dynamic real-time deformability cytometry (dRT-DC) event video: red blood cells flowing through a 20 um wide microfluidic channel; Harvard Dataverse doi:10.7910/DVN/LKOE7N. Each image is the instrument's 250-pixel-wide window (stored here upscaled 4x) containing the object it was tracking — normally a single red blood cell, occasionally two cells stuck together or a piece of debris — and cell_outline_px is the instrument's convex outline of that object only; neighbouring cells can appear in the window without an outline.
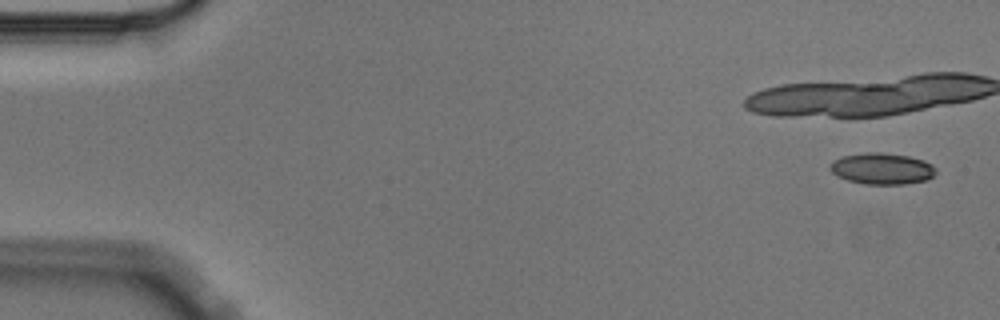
{"species": "Egyptian fruit bat (a non-hibernating species)", "species_latin": "Rousettus aegyptiacus", "temperature_condition": "cold", "stored_images_in_passage": 7, "camera_frame_rate_fps": 3000, "um_per_image_px": 0.085, "animal": {"sex": "male"}, "frame": {"image": 1, "passage_image": 1, "time_ms": 0.0, "image_size_px": [1000, 320], "cell_outline_px": [[936, 172], [928, 180], [904, 184], [864, 184], [848, 180], [836, 176], [828, 168], [832, 160], [844, 156], [868, 152], [880, 152], [908, 156], [924, 160], [932, 164], [936, 168]], "centroid_in_image_um": [74.97, 14.34], "position_along_channel_um": 10.0, "area_um2": 19.42}}
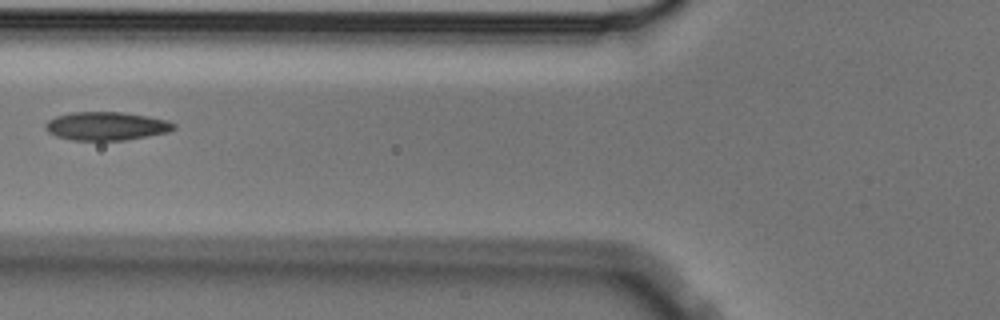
{"frame": {"image": 2, "passage_image": 7, "time_ms": 2.0, "image_size_px": [1000, 320], "cell_outline_px": [[176, 128], [168, 132], [124, 140], [72, 140], [56, 136], [48, 132], [44, 128], [44, 124], [48, 120], [56, 116], [72, 112], [124, 112], [148, 116], [168, 120], [176, 124]], "centroid_in_image_um": [9.03, 10.71], "position_along_channel_um": 116.8, "area_um2": 21.33}}